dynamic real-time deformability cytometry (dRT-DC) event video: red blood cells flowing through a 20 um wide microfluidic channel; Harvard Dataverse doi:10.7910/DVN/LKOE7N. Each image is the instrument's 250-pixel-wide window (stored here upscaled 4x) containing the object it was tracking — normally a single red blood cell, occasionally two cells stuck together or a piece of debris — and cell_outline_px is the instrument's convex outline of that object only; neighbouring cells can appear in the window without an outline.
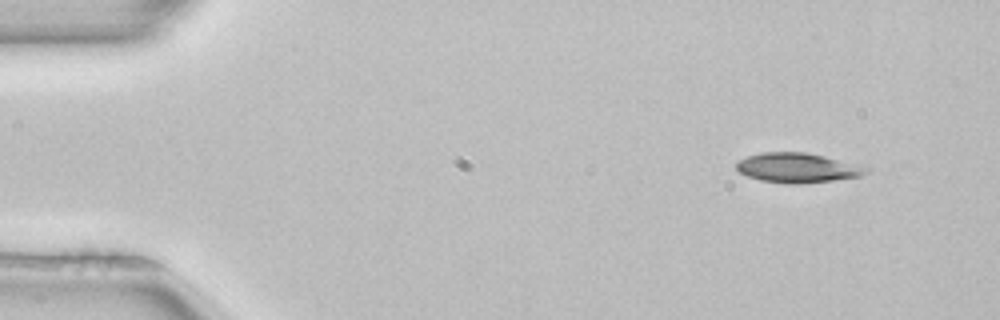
{"species": "common noctule bat (a hibernating species)", "species_latin": "Nyctalus noctula", "temperature_condition": "room temperature", "stored_images_in_passage": 4, "camera_frame_rate_fps": 3000, "um_per_image_px": 0.085, "animal": {"sex": "female", "body_mass_g": 22.7, "forearm_length_mm": 54.2}, "frame": {"image": 1, "passage_image": 1, "time_ms": 0.0, "image_size_px": [1000, 320], "cell_outline_px": [[872, 168], [868, 172], [860, 176], [832, 180], [800, 184], [788, 184], [760, 180], [748, 176], [740, 172], [736, 168], [736, 164], [740, 160], [748, 156], [764, 152], [808, 152]], "centroid_in_image_um": [67.8, 14.26], "position_along_channel_um": 17.2, "area_um2": 22.31}}
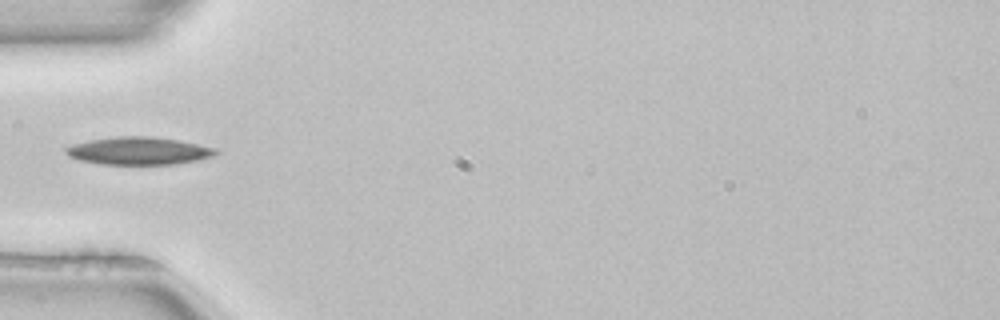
{"frame": {"image": 2, "passage_image": 4, "time_ms": 1.0, "image_size_px": [1000, 320], "cell_outline_px": [[220, 152], [212, 156], [196, 160], [172, 164], [100, 164], [80, 160], [68, 156], [64, 152], [64, 148], [72, 144], [88, 140], [116, 136], [148, 136], [176, 140], [216, 148]], "centroid_in_image_um": [11.73, 12.82], "position_along_channel_um": 73.3, "area_um2": 24.04}}